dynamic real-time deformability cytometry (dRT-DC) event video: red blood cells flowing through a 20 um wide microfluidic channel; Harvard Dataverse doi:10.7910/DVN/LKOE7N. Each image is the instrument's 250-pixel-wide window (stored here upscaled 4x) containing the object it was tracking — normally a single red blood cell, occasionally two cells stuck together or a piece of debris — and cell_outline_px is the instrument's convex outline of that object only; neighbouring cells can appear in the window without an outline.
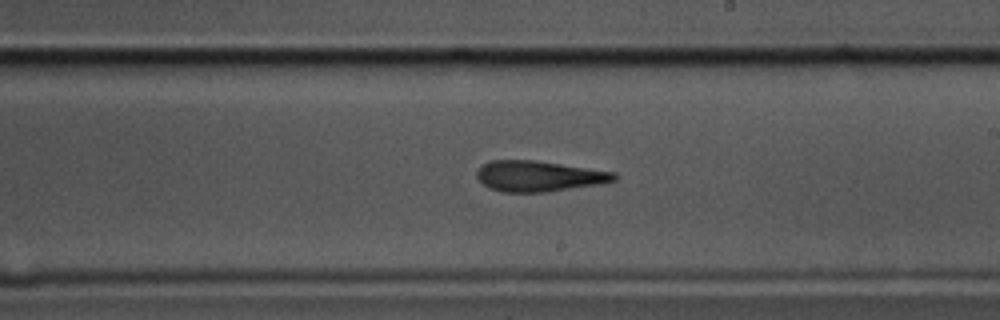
{"species": "common noctule bat (a hibernating species)", "species_latin": "Nyctalus noctula", "temperature_condition": "cold", "stored_images_in_passage": 57, "camera_frame_rate_fps": 3000, "um_per_image_px": 0.085, "animal": {"sex": "male", "body_mass_g": 17.5, "forearm_length_mm": 52.3}, "frame": {"image": 1, "passage_image": 33, "time_ms": 10.667, "image_size_px": [1000, 320], "cell_outline_px": [[616, 180], [600, 184], [548, 192], [504, 192], [488, 188], [476, 176], [476, 172], [484, 164], [492, 160], [536, 160], [616, 172]], "centroid_in_image_um": [45.82, 14.97], "position_along_channel_um": 243.2, "area_um2": 24.57}}
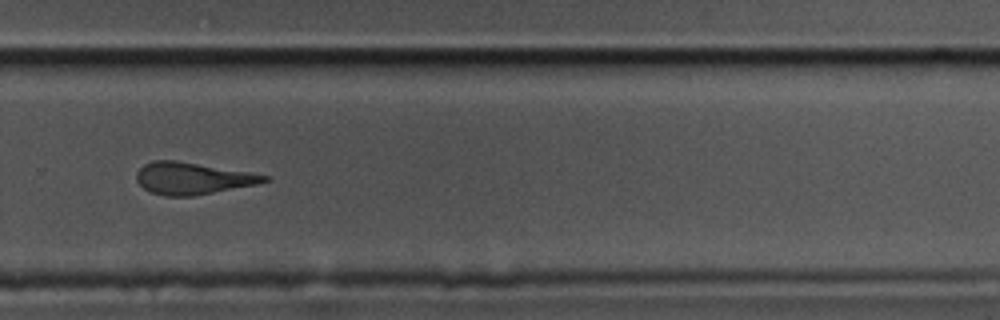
{"frame": {"image": 2, "passage_image": 39, "time_ms": 12.667, "image_size_px": [1000, 320], "cell_outline_px": [[268, 180], [256, 184], [192, 196], [164, 196], [152, 192], [144, 188], [136, 180], [136, 172], [144, 164], [152, 160], [176, 160], [248, 172], [268, 176]], "centroid_in_image_um": [16.29, 15.15], "position_along_channel_um": 313.5, "area_um2": 23.41}}
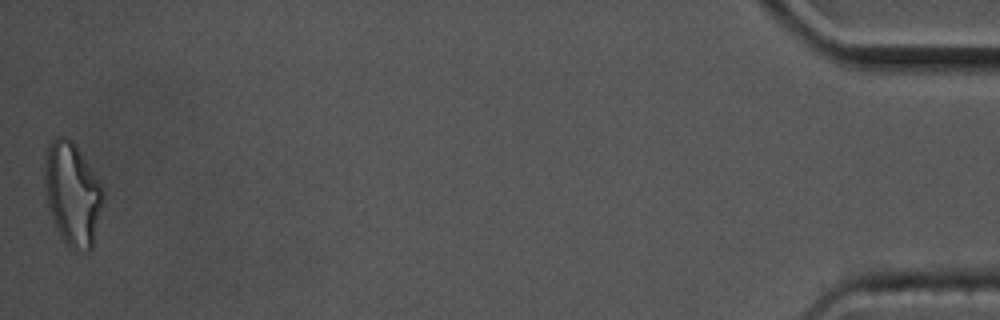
{"frame": {"image": 3, "passage_image": 57, "time_ms": 18.667, "image_size_px": [1000, 320], "cell_outline_px": [[104, 196], [92, 248], [88, 252], [72, 248], [60, 236], [52, 216], [48, 204], [44, 180], [44, 152], [48, 144], [56, 136], [64, 136], [72, 140], [100, 184], [104, 192]], "centroid_in_image_um": [6.13, 16.45], "position_along_channel_um": 429.1, "area_um2": 34.62}, "authors_computed_cell_mechanics": {"area_um2": 24.565, "velocity_mm_per_s": 3.5161, "shape_relaxation_time_tau1_ms": 6.426, "shape_relaxation_time_tau2_ms": 2.7262, "deformation_change_tau1": 0.2307, "deformation_change_tau2": 0.1535}}